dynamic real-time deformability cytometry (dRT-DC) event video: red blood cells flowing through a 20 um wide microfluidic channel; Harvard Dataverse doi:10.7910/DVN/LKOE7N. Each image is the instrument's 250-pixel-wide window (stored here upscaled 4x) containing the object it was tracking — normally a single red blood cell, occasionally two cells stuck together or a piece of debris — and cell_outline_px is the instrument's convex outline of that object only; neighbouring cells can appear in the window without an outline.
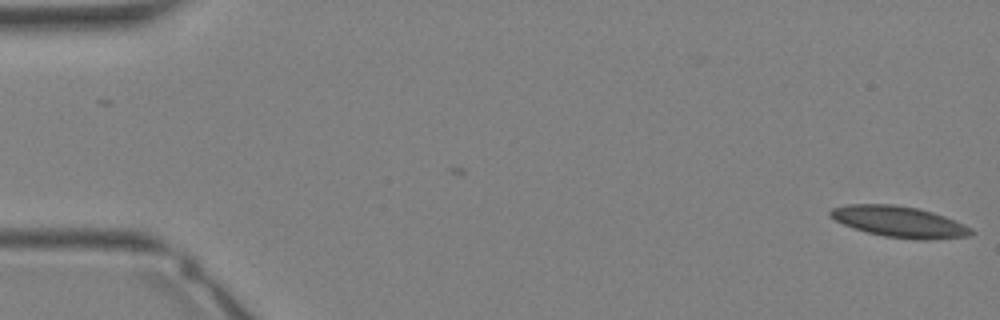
{"species": "Egyptian fruit bat (a non-hibernating species)", "species_latin": "Rousettus aegyptiacus", "temperature_condition": "warm", "stored_images_in_passage": 36, "camera_frame_rate_fps": 3000, "um_per_image_px": 0.085, "animal": {"sex": "female"}, "frame": {"image": 1, "passage_image": 1, "time_ms": 0.0, "image_size_px": [1000, 320], "cell_outline_px": [[976, 232], [972, 236], [932, 240], [916, 240], [884, 236], [868, 232], [844, 224], [828, 216], [828, 212], [832, 208], [848, 204], [892, 204], [916, 208], [932, 212], [944, 216], [964, 224], [972, 228]], "centroid_in_image_um": [76.49, 18.86], "position_along_channel_um": 8.5, "area_um2": 25.55}}
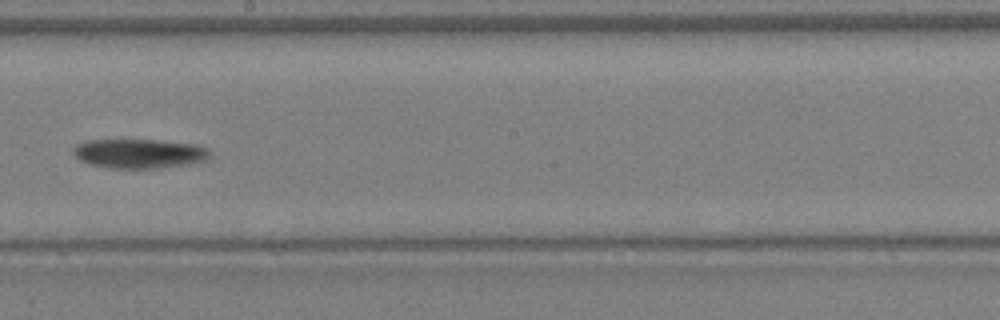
{"frame": {"image": 2, "passage_image": 21, "time_ms": 6.667, "image_size_px": [1000, 320], "cell_outline_px": [[208, 156], [204, 160], [188, 164], [156, 168], [112, 168], [88, 164], [80, 160], [72, 152], [72, 148], [76, 144], [84, 140], [160, 140], [196, 144], [208, 148]], "centroid_in_image_um": [11.78, 13.04], "position_along_channel_um": 236.4, "area_um2": 23.35}}
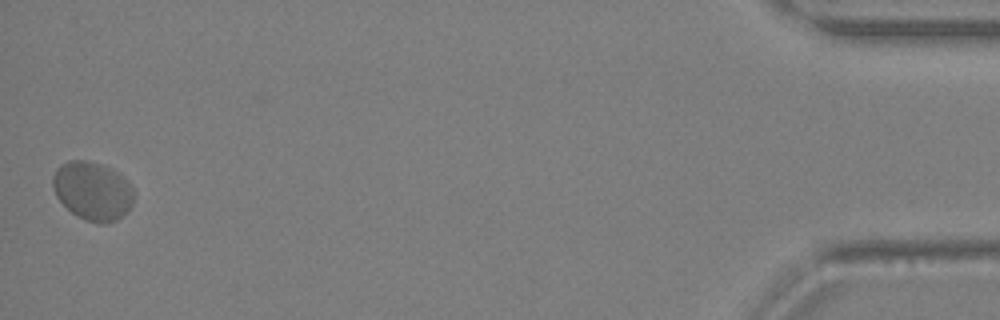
{"frame": {"image": 3, "passage_image": 36, "time_ms": 11.667, "image_size_px": [1000, 320], "cell_outline_px": [[132, 204], [116, 220], [100, 224], [84, 220], [76, 216], [56, 196], [52, 188], [52, 176], [56, 168], [60, 164], [68, 160], [88, 160], [112, 168], [124, 176], [132, 188]], "centroid_in_image_um": [7.83, 16.2], "position_along_channel_um": 427.4, "area_um2": 27.63}}